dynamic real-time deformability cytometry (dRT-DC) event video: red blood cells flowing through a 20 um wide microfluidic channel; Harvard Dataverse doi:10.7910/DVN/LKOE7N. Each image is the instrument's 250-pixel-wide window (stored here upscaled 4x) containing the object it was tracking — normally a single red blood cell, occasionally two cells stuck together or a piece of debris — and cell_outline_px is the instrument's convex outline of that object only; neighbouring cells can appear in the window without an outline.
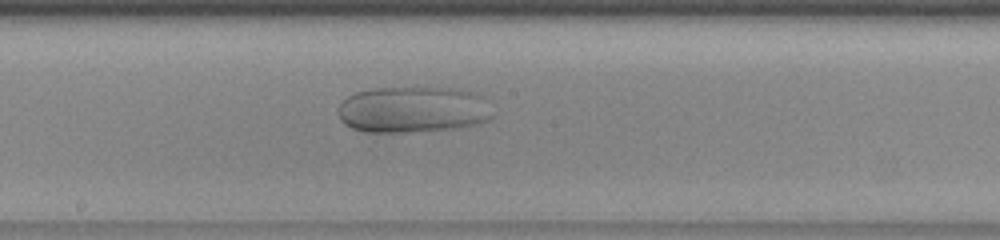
{"species": "human", "species_latin": "Homo sapiens", "temperature_condition": "warm", "stored_images_in_passage": 41, "camera_frame_rate_fps": 3000, "um_per_image_px": 0.085, "donor": {"sex": "female"}, "frame": {"image": 1, "passage_image": 24, "time_ms": 7.667, "image_size_px": [1000, 240], "cell_outline_px": [[492, 116], [488, 120], [480, 124], [456, 128], [408, 132], [364, 132], [352, 128], [344, 124], [340, 120], [336, 112], [340, 104], [348, 96], [356, 92], [376, 88], [448, 88], [468, 92]], "centroid_in_image_um": [34.91, 9.35], "position_along_channel_um": 213.3, "area_um2": 40.63}}